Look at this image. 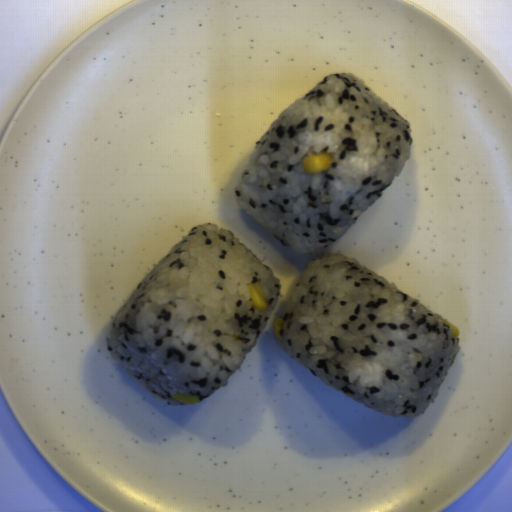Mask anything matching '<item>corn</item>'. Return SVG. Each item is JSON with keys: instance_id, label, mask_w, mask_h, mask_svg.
Instances as JSON below:
<instances>
[{"instance_id": "51d56268", "label": "corn", "mask_w": 512, "mask_h": 512, "mask_svg": "<svg viewBox=\"0 0 512 512\" xmlns=\"http://www.w3.org/2000/svg\"><path fill=\"white\" fill-rule=\"evenodd\" d=\"M332 164L333 160L329 152L308 154L302 160L303 169L308 174L324 173L331 169Z\"/></svg>"}, {"instance_id": "5cfa1b94", "label": "corn", "mask_w": 512, "mask_h": 512, "mask_svg": "<svg viewBox=\"0 0 512 512\" xmlns=\"http://www.w3.org/2000/svg\"><path fill=\"white\" fill-rule=\"evenodd\" d=\"M171 398L176 399L186 405L198 404L200 402V400L197 396L183 394V393H176Z\"/></svg>"}, {"instance_id": "cfcad685", "label": "corn", "mask_w": 512, "mask_h": 512, "mask_svg": "<svg viewBox=\"0 0 512 512\" xmlns=\"http://www.w3.org/2000/svg\"><path fill=\"white\" fill-rule=\"evenodd\" d=\"M273 332L278 338L283 329V320L281 318H275L272 324Z\"/></svg>"}, {"instance_id": "2b8c4276", "label": "corn", "mask_w": 512, "mask_h": 512, "mask_svg": "<svg viewBox=\"0 0 512 512\" xmlns=\"http://www.w3.org/2000/svg\"><path fill=\"white\" fill-rule=\"evenodd\" d=\"M449 327V330H450V333L453 336H458L460 330L458 327H456L454 324H452L450 321H448L447 319H444Z\"/></svg>"}, {"instance_id": "f1292c28", "label": "corn", "mask_w": 512, "mask_h": 512, "mask_svg": "<svg viewBox=\"0 0 512 512\" xmlns=\"http://www.w3.org/2000/svg\"><path fill=\"white\" fill-rule=\"evenodd\" d=\"M249 295L255 310L266 311L268 302L264 296L259 282L247 284Z\"/></svg>"}]
</instances>
